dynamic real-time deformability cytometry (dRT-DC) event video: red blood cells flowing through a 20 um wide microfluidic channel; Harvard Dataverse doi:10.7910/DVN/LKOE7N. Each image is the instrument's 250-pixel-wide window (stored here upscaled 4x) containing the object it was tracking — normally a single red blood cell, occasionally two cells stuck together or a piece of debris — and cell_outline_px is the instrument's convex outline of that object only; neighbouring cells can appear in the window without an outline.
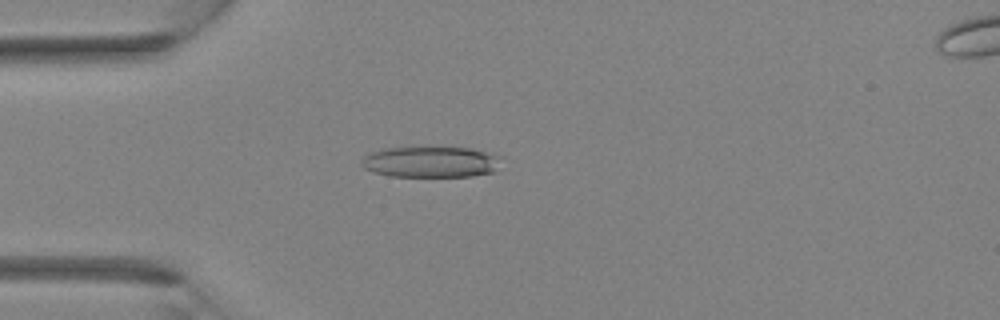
{"species": "Egyptian fruit bat (a non-hibernating species)", "species_latin": "Rousettus aegyptiacus", "temperature_condition": "room temperature", "stored_images_in_passage": 30, "camera_frame_rate_fps": 3000, "um_per_image_px": 0.085, "animal": {"sex": "female"}, "frame": {"image": 1, "passage_image": 3, "time_ms": 0.667, "image_size_px": [1000, 320], "cell_outline_px": [[504, 156], [492, 172], [472, 176], [388, 176], [372, 172], [364, 168], [360, 164], [360, 160], [368, 152], [384, 148], [424, 144], [440, 144], [472, 148], [492, 152]], "centroid_in_image_um": [36.6, 13.68], "position_along_channel_um": 48.4, "area_um2": 26.93}}
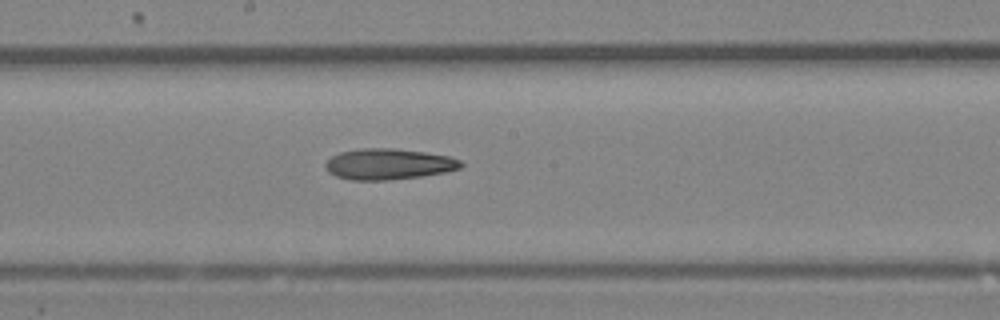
{"frame": {"image": 2, "passage_image": 13, "time_ms": 4.0, "image_size_px": [1000, 320], "cell_outline_px": [[464, 164], [460, 168], [444, 172], [420, 176], [388, 180], [352, 180], [336, 176], [328, 172], [324, 168], [324, 164], [332, 156], [340, 152], [360, 148], [392, 148], [424, 152], [448, 156], [460, 160]], "centroid_in_image_um": [32.99, 13.94], "position_along_channel_um": 215.2, "area_um2": 24.33}}
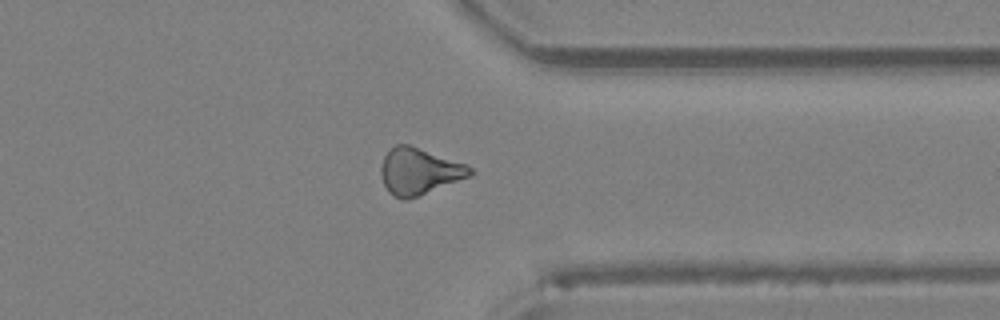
{"frame": {"image": 3, "passage_image": 22, "time_ms": 7.0, "image_size_px": [1000, 320], "cell_outline_px": [[476, 172], [468, 176], [408, 200], [404, 200], [388, 192], [384, 184], [380, 172], [380, 168], [384, 156], [396, 144], [408, 144], [468, 164]], "centroid_in_image_um": [35.62, 14.55], "position_along_channel_um": 375.8, "area_um2": 23.93}}